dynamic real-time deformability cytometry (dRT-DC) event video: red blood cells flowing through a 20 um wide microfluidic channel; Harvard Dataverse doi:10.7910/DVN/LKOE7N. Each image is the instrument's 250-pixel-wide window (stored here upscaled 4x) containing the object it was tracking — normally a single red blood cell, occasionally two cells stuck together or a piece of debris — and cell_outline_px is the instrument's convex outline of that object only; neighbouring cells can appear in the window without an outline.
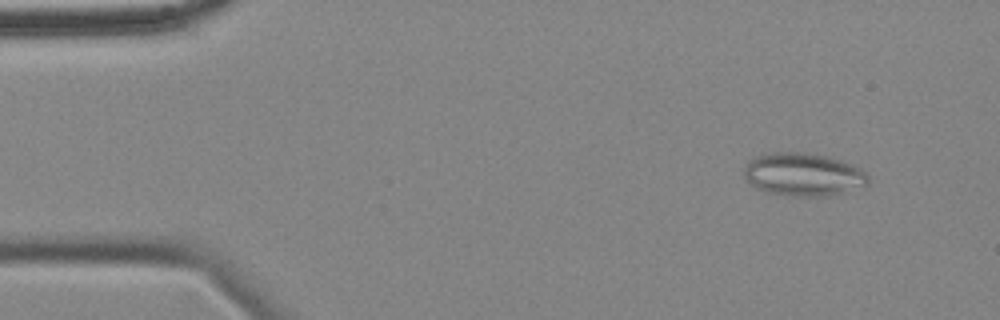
{"species": "common noctule bat (a hibernating species)", "species_latin": "Nyctalus noctula", "temperature_condition": "cold", "stored_images_in_passage": 56, "camera_frame_rate_fps": 3000, "um_per_image_px": 0.085, "animal": {"sex": "female", "body_mass_g": 18.4}, "frame": {"image": 1, "passage_image": 5, "time_ms": 1.333, "image_size_px": [1000, 320], "cell_outline_px": [[868, 184], [864, 188], [828, 196], [792, 196], [768, 192], [756, 188], [744, 176], [744, 168], [748, 160], [756, 156], [772, 152], [804, 152], [828, 156], [852, 164], [860, 168], [868, 176]], "centroid_in_image_um": [68.31, 14.83], "position_along_channel_um": 16.7, "area_um2": 31.39}}
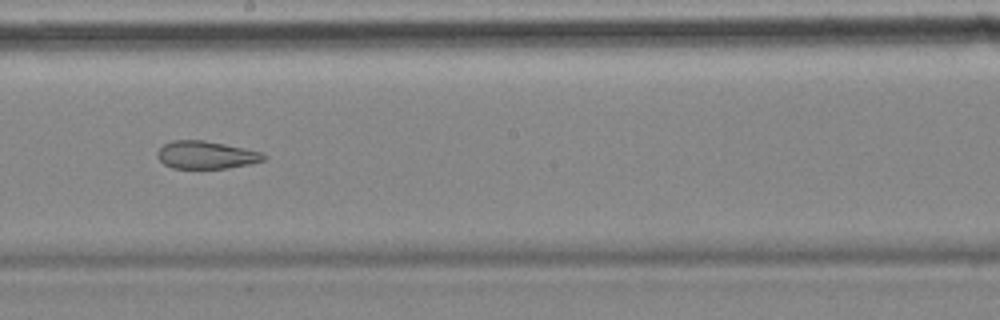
{"frame": {"image": 2, "passage_image": 31, "time_ms": 10.0, "image_size_px": [1000, 320], "cell_outline_px": [[268, 156], [264, 160], [252, 164], [228, 168], [172, 168], [164, 164], [156, 156], [156, 152], [164, 144], [172, 140], [204, 140], [264, 152]], "centroid_in_image_um": [17.54, 13.17], "position_along_channel_um": 230.7, "area_um2": 17.34}}
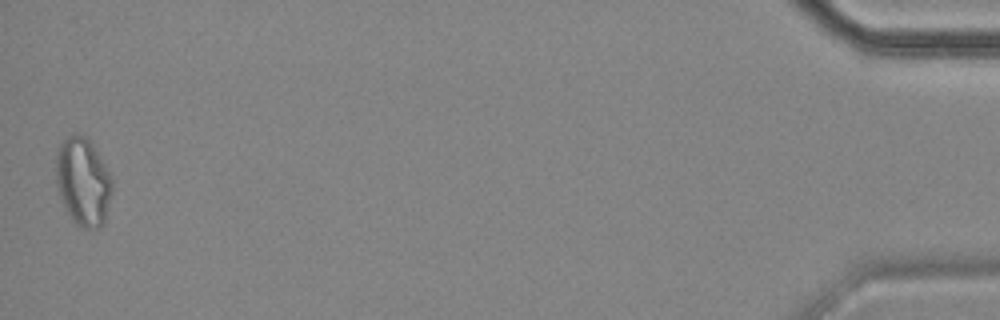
{"frame": {"image": 3, "passage_image": 56, "time_ms": 18.333, "image_size_px": [1000, 320], "cell_outline_px": [[112, 192], [104, 224], [100, 228], [84, 228], [76, 224], [72, 220], [64, 208], [56, 184], [56, 152], [60, 144], [72, 132], [76, 132], [84, 136], [92, 144], [112, 176]], "centroid_in_image_um": [7.06, 15.45], "position_along_channel_um": 428.1, "area_um2": 29.07}, "authors_computed_cell_mechanics": {"area_um2": 23.6113, "velocity_mm_per_s": 3.501, "shape_relaxation_time_tau1_ms": null, "shape_relaxation_time_tau2_ms": 3.6986, "deformation_change_tau1": null, "deformation_change_tau2": 0.1069}}